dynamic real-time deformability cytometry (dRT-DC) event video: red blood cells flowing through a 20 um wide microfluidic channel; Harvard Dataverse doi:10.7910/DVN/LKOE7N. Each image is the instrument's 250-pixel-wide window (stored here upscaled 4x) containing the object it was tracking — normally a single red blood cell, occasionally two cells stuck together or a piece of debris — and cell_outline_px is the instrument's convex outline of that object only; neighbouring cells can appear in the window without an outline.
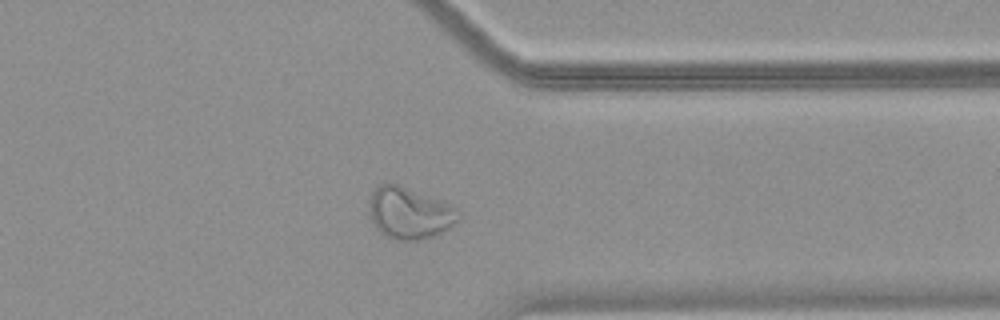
{"species": "common noctule bat (a hibernating species)", "species_latin": "Nyctalus noctula", "temperature_condition": "warm", "stored_images_in_passage": 51, "camera_frame_rate_fps": 3000, "um_per_image_px": 0.085, "animal": {"sex": "female", "body_mass_g": 18.4}, "frame": {"image": 1, "passage_image": 41, "time_ms": 13.333, "image_size_px": [1000, 320], "cell_outline_px": [[460, 216], [448, 228], [432, 236], [416, 240], [396, 240], [384, 236], [376, 228], [368, 216], [368, 200], [372, 192], [380, 184], [396, 184], [432, 196], [452, 204], [460, 212]], "centroid_in_image_um": [34.76, 18.1], "position_along_channel_um": 376.6, "area_um2": 26.99}}
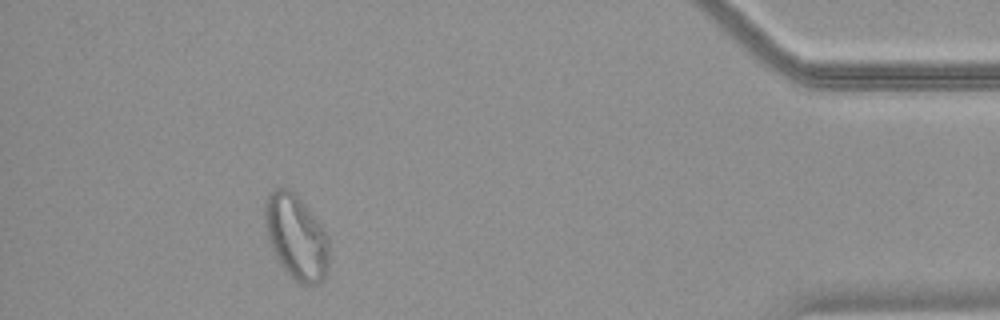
{"frame": {"image": 2, "passage_image": 47, "time_ms": 15.333, "image_size_px": [1000, 320], "cell_outline_px": [[328, 268], [324, 280], [316, 284], [300, 284], [292, 280], [280, 264], [268, 240], [264, 224], [264, 204], [268, 192], [276, 188], [288, 188], [308, 208], [328, 236]], "centroid_in_image_um": [25.15, 20.17], "position_along_channel_um": 410.0, "area_um2": 31.79}}